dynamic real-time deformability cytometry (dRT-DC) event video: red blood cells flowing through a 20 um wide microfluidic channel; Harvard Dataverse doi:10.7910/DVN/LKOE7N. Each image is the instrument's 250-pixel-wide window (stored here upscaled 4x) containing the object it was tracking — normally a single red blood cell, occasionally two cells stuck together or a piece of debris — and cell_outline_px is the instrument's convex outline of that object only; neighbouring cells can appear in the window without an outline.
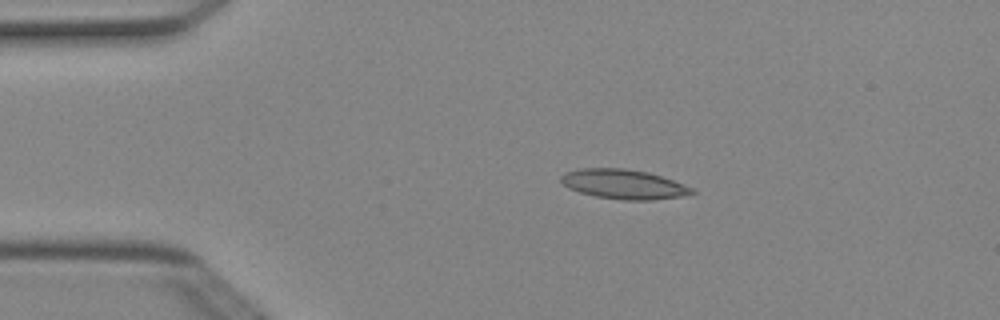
{"species": "Egyptian fruit bat (a non-hibernating species)", "species_latin": "Rousettus aegyptiacus", "temperature_condition": "cold", "stored_images_in_passage": 2, "camera_frame_rate_fps": 3000, "um_per_image_px": 0.085, "animal": {"sex": "female"}, "frame": {"image": 1, "passage_image": 1, "time_ms": 0.0, "image_size_px": [1000, 320], "cell_outline_px": [[696, 192], [680, 196], [652, 200], [624, 200], [596, 196], [580, 192], [568, 188], [560, 180], [560, 176], [564, 172], [580, 168], [624, 168], [648, 172], [672, 180], [692, 188]], "centroid_in_image_um": [52.96, 15.65], "position_along_channel_um": 32.0, "area_um2": 22.37}}